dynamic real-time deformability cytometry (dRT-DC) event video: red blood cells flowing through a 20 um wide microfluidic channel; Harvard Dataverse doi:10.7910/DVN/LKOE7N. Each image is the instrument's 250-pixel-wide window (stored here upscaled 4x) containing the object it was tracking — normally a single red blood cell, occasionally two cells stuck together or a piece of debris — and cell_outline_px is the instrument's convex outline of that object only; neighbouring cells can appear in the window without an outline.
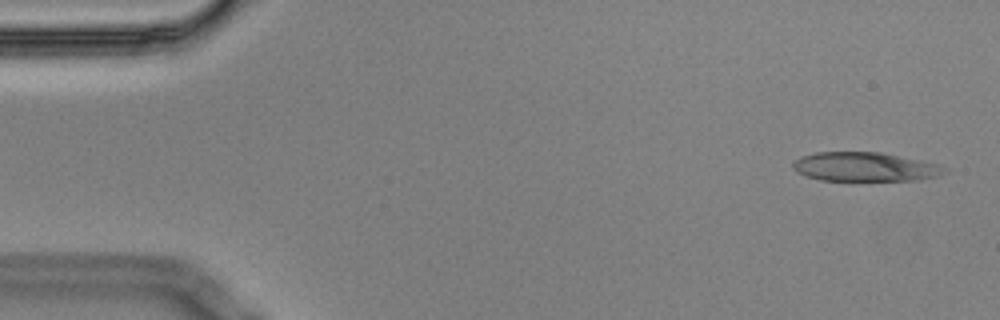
{"species": "Egyptian fruit bat (a non-hibernating species)", "species_latin": "Rousettus aegyptiacus", "temperature_condition": "cold", "stored_images_in_passage": 4, "camera_frame_rate_fps": 3000, "um_per_image_px": 0.085, "animal": {"sex": "male"}, "frame": {"image": 1, "passage_image": 1, "time_ms": 0.0, "image_size_px": [1000, 320], "cell_outline_px": [[948, 172], [936, 176], [912, 180], [820, 180], [796, 172], [792, 168], [792, 164], [800, 156], [816, 152], [880, 152], [940, 164], [948, 168]], "centroid_in_image_um": [73.52, 14.17], "position_along_channel_um": 11.5, "area_um2": 25.61}}
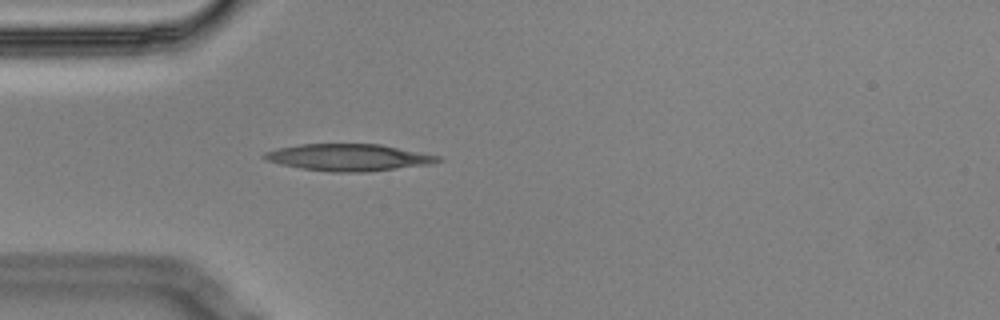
{"frame": {"image": 2, "passage_image": 4, "time_ms": 1.0, "image_size_px": [1000, 320], "cell_outline_px": [[444, 160], [428, 164], [364, 172], [332, 172], [304, 168], [280, 164], [264, 160], [260, 156], [264, 152], [276, 148], [300, 144], [380, 144], [440, 156]], "centroid_in_image_um": [29.57, 13.37], "position_along_channel_um": 55.4, "area_um2": 27.05}}